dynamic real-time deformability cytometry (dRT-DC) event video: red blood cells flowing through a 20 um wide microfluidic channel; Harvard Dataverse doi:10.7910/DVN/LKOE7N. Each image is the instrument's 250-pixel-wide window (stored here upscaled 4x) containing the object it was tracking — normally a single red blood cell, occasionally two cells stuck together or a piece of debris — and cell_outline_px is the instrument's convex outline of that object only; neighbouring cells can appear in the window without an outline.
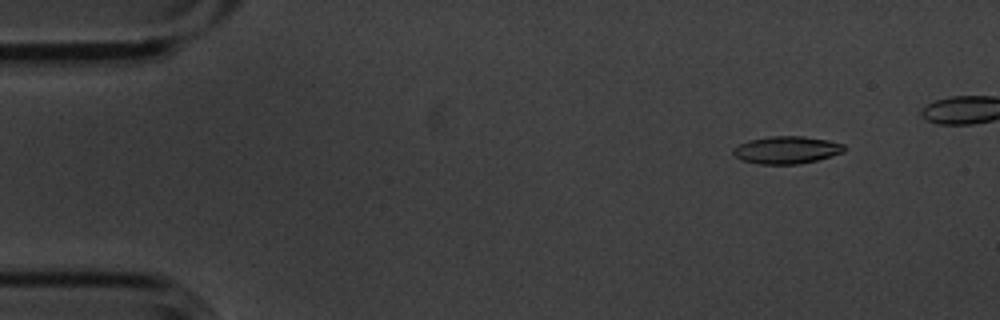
{"species": "common noctule bat (a hibernating species)", "species_latin": "Nyctalus noctula", "temperature_condition": "cold", "stored_images_in_passage": 7, "camera_frame_rate_fps": 3000, "um_per_image_px": 0.085, "animal": {"sex": "male", "body_mass_g": 20.1, "forearm_length_mm": 53.5}, "frame": {"image": 1, "passage_image": 2, "time_ms": 0.333, "image_size_px": [1000, 320], "cell_outline_px": [[844, 152], [832, 156], [800, 164], [760, 164], [744, 160], [736, 156], [732, 152], [732, 148], [748, 140], [768, 136], [804, 136], [828, 140], [844, 144]], "centroid_in_image_um": [66.87, 12.74], "position_along_channel_um": 18.1, "area_um2": 17.74}}
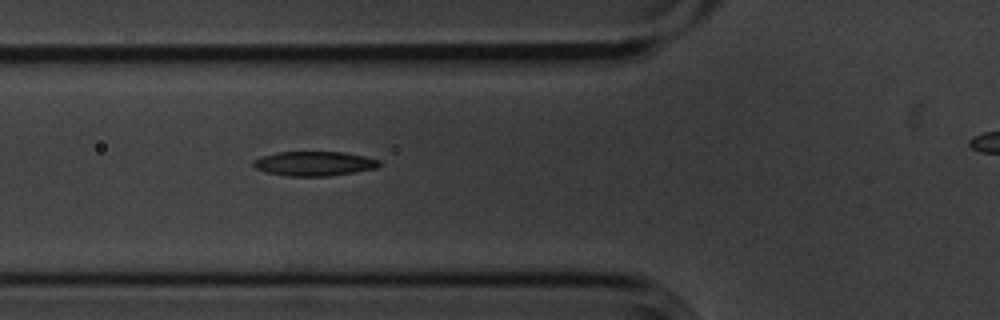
{"frame": {"image": 2, "passage_image": 6, "time_ms": 1.667, "image_size_px": [1000, 320], "cell_outline_px": [[380, 164], [376, 168], [356, 172], [328, 176], [288, 176], [264, 172], [256, 168], [252, 164], [252, 160], [260, 156], [276, 152], [344, 152], [364, 156], [380, 160]], "centroid_in_image_um": [26.67, 13.9], "position_along_channel_um": 99.1, "area_um2": 18.09}}